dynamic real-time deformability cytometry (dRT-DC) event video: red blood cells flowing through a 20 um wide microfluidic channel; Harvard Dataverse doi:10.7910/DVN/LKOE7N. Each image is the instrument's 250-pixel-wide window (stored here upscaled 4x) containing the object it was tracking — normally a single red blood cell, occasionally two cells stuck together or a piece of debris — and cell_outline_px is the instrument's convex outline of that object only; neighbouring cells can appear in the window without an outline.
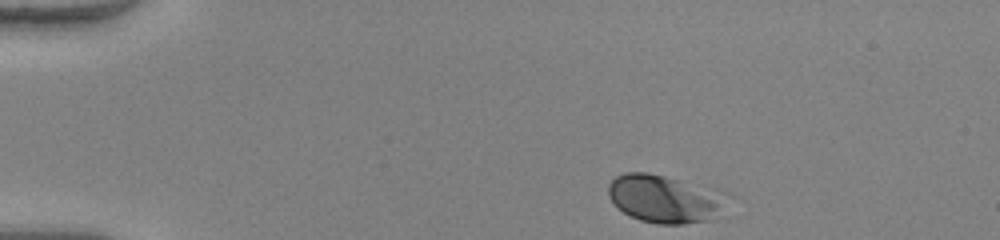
{"species": "human", "species_latin": "Homo sapiens", "temperature_condition": "warm", "stored_images_in_passage": 43, "camera_frame_rate_fps": 3000, "um_per_image_px": 0.085, "donor": {"sex": "female"}, "frame": {"image": 1, "passage_image": 1, "time_ms": 0.0, "image_size_px": [1000, 240], "cell_outline_px": [[736, 196], [708, 220], [684, 224], [656, 224], [640, 220], [616, 208], [608, 196], [608, 184], [616, 176], [624, 172], [648, 172], [724, 188], [732, 192]], "centroid_in_image_um": [56.63, 16.85], "position_along_channel_um": 28.4, "area_um2": 34.62}}
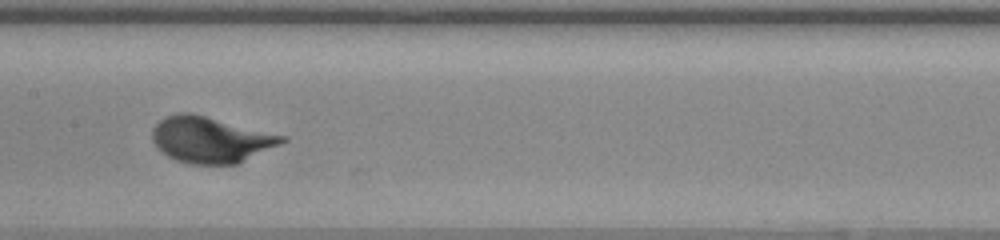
{"frame": {"image": 2, "passage_image": 19, "time_ms": 6.0, "image_size_px": [1000, 240], "cell_outline_px": [[288, 140], [280, 144], [236, 164], [192, 164], [176, 160], [168, 156], [156, 148], [152, 140], [152, 128], [160, 120], [176, 112], [188, 112], [288, 136]], "centroid_in_image_um": [17.89, 11.87], "position_along_channel_um": 189.5, "area_um2": 34.62}}
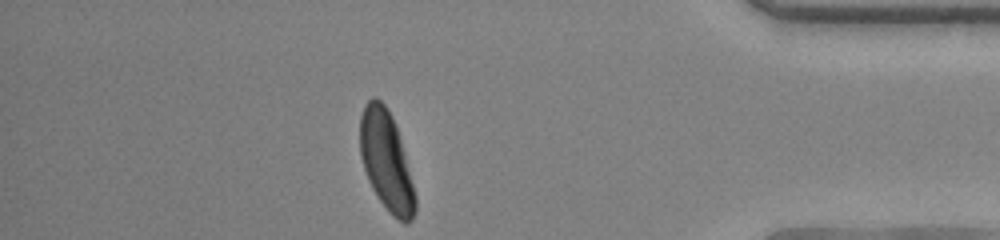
{"frame": {"image": 3, "passage_image": 37, "time_ms": 12.0, "image_size_px": [1000, 240], "cell_outline_px": [[416, 212], [412, 220], [408, 224], [404, 224], [392, 216], [388, 212], [372, 188], [368, 180], [360, 156], [360, 116], [364, 104], [372, 96], [376, 96], [384, 104], [392, 116], [396, 124], [404, 152], [416, 196]], "centroid_in_image_um": [32.83, 13.69], "position_along_channel_um": 402.4, "area_um2": 32.14}, "authors_computed_cell_mechanics": {"area_um2": 32.946, "velocity_mm_per_s": 4.0743, "shape_relaxation_time_tau1_ms": 2.0439, "shape_relaxation_time_tau2_ms": null, "deformation_change_tau1": 0.1583, "deformation_change_tau2": null}}